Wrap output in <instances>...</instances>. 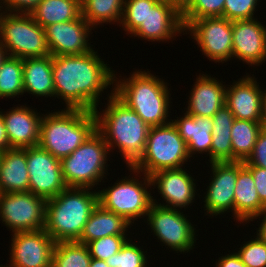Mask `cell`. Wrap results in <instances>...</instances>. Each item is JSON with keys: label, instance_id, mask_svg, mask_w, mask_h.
Instances as JSON below:
<instances>
[{"label": "cell", "instance_id": "60d3db41", "mask_svg": "<svg viewBox=\"0 0 266 267\" xmlns=\"http://www.w3.org/2000/svg\"><path fill=\"white\" fill-rule=\"evenodd\" d=\"M2 10L9 13L30 14L42 0H0Z\"/></svg>", "mask_w": 266, "mask_h": 267}, {"label": "cell", "instance_id": "ac0fdd59", "mask_svg": "<svg viewBox=\"0 0 266 267\" xmlns=\"http://www.w3.org/2000/svg\"><path fill=\"white\" fill-rule=\"evenodd\" d=\"M150 179L152 186L158 188L159 194L166 201L158 205L181 210L195 200V179L187 173L185 167L157 171L150 175Z\"/></svg>", "mask_w": 266, "mask_h": 267}, {"label": "cell", "instance_id": "5bb4252c", "mask_svg": "<svg viewBox=\"0 0 266 267\" xmlns=\"http://www.w3.org/2000/svg\"><path fill=\"white\" fill-rule=\"evenodd\" d=\"M11 235L10 264L1 267H52L56 242L44 229Z\"/></svg>", "mask_w": 266, "mask_h": 267}, {"label": "cell", "instance_id": "8fae6325", "mask_svg": "<svg viewBox=\"0 0 266 267\" xmlns=\"http://www.w3.org/2000/svg\"><path fill=\"white\" fill-rule=\"evenodd\" d=\"M184 31L192 36L209 61L224 63L232 59V21L223 17L182 20Z\"/></svg>", "mask_w": 266, "mask_h": 267}, {"label": "cell", "instance_id": "5b68a950", "mask_svg": "<svg viewBox=\"0 0 266 267\" xmlns=\"http://www.w3.org/2000/svg\"><path fill=\"white\" fill-rule=\"evenodd\" d=\"M96 130V115L84 109L43 114L39 146L59 160L71 155Z\"/></svg>", "mask_w": 266, "mask_h": 267}, {"label": "cell", "instance_id": "4316f807", "mask_svg": "<svg viewBox=\"0 0 266 267\" xmlns=\"http://www.w3.org/2000/svg\"><path fill=\"white\" fill-rule=\"evenodd\" d=\"M130 224L123 216L97 205L86 222L81 237L76 241L81 244L109 235H126Z\"/></svg>", "mask_w": 266, "mask_h": 267}, {"label": "cell", "instance_id": "d4e9b609", "mask_svg": "<svg viewBox=\"0 0 266 267\" xmlns=\"http://www.w3.org/2000/svg\"><path fill=\"white\" fill-rule=\"evenodd\" d=\"M29 191L26 148H10L0 159V193Z\"/></svg>", "mask_w": 266, "mask_h": 267}, {"label": "cell", "instance_id": "ee69618b", "mask_svg": "<svg viewBox=\"0 0 266 267\" xmlns=\"http://www.w3.org/2000/svg\"><path fill=\"white\" fill-rule=\"evenodd\" d=\"M9 149V141L6 135L5 123L0 113V152Z\"/></svg>", "mask_w": 266, "mask_h": 267}, {"label": "cell", "instance_id": "52a82bcc", "mask_svg": "<svg viewBox=\"0 0 266 267\" xmlns=\"http://www.w3.org/2000/svg\"><path fill=\"white\" fill-rule=\"evenodd\" d=\"M128 170L133 173V177H130V175L128 177L125 176L123 177L124 179L117 180V183L115 182L113 186L97 191L99 205L106 210L123 216L132 224L139 218L147 217L153 203V196L150 189L148 191V188H152L150 176L133 167H128ZM139 175L144 176L141 177L143 181L137 179Z\"/></svg>", "mask_w": 266, "mask_h": 267}, {"label": "cell", "instance_id": "44dd1931", "mask_svg": "<svg viewBox=\"0 0 266 267\" xmlns=\"http://www.w3.org/2000/svg\"><path fill=\"white\" fill-rule=\"evenodd\" d=\"M8 112H1L5 123L6 135L10 148H29L39 144L40 124L43 114L37 113L26 104L12 107Z\"/></svg>", "mask_w": 266, "mask_h": 267}, {"label": "cell", "instance_id": "f6af8a7d", "mask_svg": "<svg viewBox=\"0 0 266 267\" xmlns=\"http://www.w3.org/2000/svg\"><path fill=\"white\" fill-rule=\"evenodd\" d=\"M258 217H262V221L259 228H257L258 230L256 235L266 244V209L261 214L255 216L253 219H258Z\"/></svg>", "mask_w": 266, "mask_h": 267}, {"label": "cell", "instance_id": "6da1fadb", "mask_svg": "<svg viewBox=\"0 0 266 267\" xmlns=\"http://www.w3.org/2000/svg\"><path fill=\"white\" fill-rule=\"evenodd\" d=\"M108 65L94 50L81 55L52 56L55 99L65 101L66 109L94 112L102 92L115 86L116 73Z\"/></svg>", "mask_w": 266, "mask_h": 267}, {"label": "cell", "instance_id": "7402d4cb", "mask_svg": "<svg viewBox=\"0 0 266 267\" xmlns=\"http://www.w3.org/2000/svg\"><path fill=\"white\" fill-rule=\"evenodd\" d=\"M216 77L200 74L190 91L186 112L192 116L212 117L226 99V86Z\"/></svg>", "mask_w": 266, "mask_h": 267}, {"label": "cell", "instance_id": "d6986e66", "mask_svg": "<svg viewBox=\"0 0 266 267\" xmlns=\"http://www.w3.org/2000/svg\"><path fill=\"white\" fill-rule=\"evenodd\" d=\"M184 33L181 14L166 0H160L149 8L143 23L131 34V37L147 41H166Z\"/></svg>", "mask_w": 266, "mask_h": 267}, {"label": "cell", "instance_id": "484cf974", "mask_svg": "<svg viewBox=\"0 0 266 267\" xmlns=\"http://www.w3.org/2000/svg\"><path fill=\"white\" fill-rule=\"evenodd\" d=\"M23 88L37 97H54L52 55L23 58Z\"/></svg>", "mask_w": 266, "mask_h": 267}, {"label": "cell", "instance_id": "7bdbcfd3", "mask_svg": "<svg viewBox=\"0 0 266 267\" xmlns=\"http://www.w3.org/2000/svg\"><path fill=\"white\" fill-rule=\"evenodd\" d=\"M216 267H247L240 259L237 253L221 256L216 260Z\"/></svg>", "mask_w": 266, "mask_h": 267}, {"label": "cell", "instance_id": "681fc988", "mask_svg": "<svg viewBox=\"0 0 266 267\" xmlns=\"http://www.w3.org/2000/svg\"><path fill=\"white\" fill-rule=\"evenodd\" d=\"M7 57V52L5 47L2 45L1 41H0V66L3 62V60Z\"/></svg>", "mask_w": 266, "mask_h": 267}, {"label": "cell", "instance_id": "836d02e7", "mask_svg": "<svg viewBox=\"0 0 266 267\" xmlns=\"http://www.w3.org/2000/svg\"><path fill=\"white\" fill-rule=\"evenodd\" d=\"M160 0H125L122 25L125 34L131 35L145 20L149 8H153Z\"/></svg>", "mask_w": 266, "mask_h": 267}, {"label": "cell", "instance_id": "ab89813d", "mask_svg": "<svg viewBox=\"0 0 266 267\" xmlns=\"http://www.w3.org/2000/svg\"><path fill=\"white\" fill-rule=\"evenodd\" d=\"M243 164L245 166H256L266 169V129L262 128L258 134L254 149Z\"/></svg>", "mask_w": 266, "mask_h": 267}, {"label": "cell", "instance_id": "f546056e", "mask_svg": "<svg viewBox=\"0 0 266 267\" xmlns=\"http://www.w3.org/2000/svg\"><path fill=\"white\" fill-rule=\"evenodd\" d=\"M125 0H82L81 16L93 27L121 23ZM97 26V27H96ZM95 27V28H94Z\"/></svg>", "mask_w": 266, "mask_h": 267}, {"label": "cell", "instance_id": "30bf717a", "mask_svg": "<svg viewBox=\"0 0 266 267\" xmlns=\"http://www.w3.org/2000/svg\"><path fill=\"white\" fill-rule=\"evenodd\" d=\"M152 205L148 211L147 225L151 233L157 237L161 244L168 246L177 253H190L195 247L196 231L187 216L181 210L158 205L152 197Z\"/></svg>", "mask_w": 266, "mask_h": 267}, {"label": "cell", "instance_id": "e575fe53", "mask_svg": "<svg viewBox=\"0 0 266 267\" xmlns=\"http://www.w3.org/2000/svg\"><path fill=\"white\" fill-rule=\"evenodd\" d=\"M142 250L129 238L120 251L106 259L105 263L109 267H147V256Z\"/></svg>", "mask_w": 266, "mask_h": 267}, {"label": "cell", "instance_id": "3957f363", "mask_svg": "<svg viewBox=\"0 0 266 267\" xmlns=\"http://www.w3.org/2000/svg\"><path fill=\"white\" fill-rule=\"evenodd\" d=\"M129 76L124 80L115 76L114 94L150 127L170 123L172 119L167 117L172 102L168 83L149 70H136Z\"/></svg>", "mask_w": 266, "mask_h": 267}, {"label": "cell", "instance_id": "2e32d148", "mask_svg": "<svg viewBox=\"0 0 266 267\" xmlns=\"http://www.w3.org/2000/svg\"><path fill=\"white\" fill-rule=\"evenodd\" d=\"M211 182L207 186L204 208L207 216L232 212L234 217V195L238 177V162H211Z\"/></svg>", "mask_w": 266, "mask_h": 267}, {"label": "cell", "instance_id": "f35d334b", "mask_svg": "<svg viewBox=\"0 0 266 267\" xmlns=\"http://www.w3.org/2000/svg\"><path fill=\"white\" fill-rule=\"evenodd\" d=\"M260 0H226L223 18L230 21L253 19Z\"/></svg>", "mask_w": 266, "mask_h": 267}, {"label": "cell", "instance_id": "7c38bea8", "mask_svg": "<svg viewBox=\"0 0 266 267\" xmlns=\"http://www.w3.org/2000/svg\"><path fill=\"white\" fill-rule=\"evenodd\" d=\"M46 202L30 191L0 193V220L12 233L44 229Z\"/></svg>", "mask_w": 266, "mask_h": 267}, {"label": "cell", "instance_id": "c3c4849f", "mask_svg": "<svg viewBox=\"0 0 266 267\" xmlns=\"http://www.w3.org/2000/svg\"><path fill=\"white\" fill-rule=\"evenodd\" d=\"M89 267H109V265L104 260L92 258Z\"/></svg>", "mask_w": 266, "mask_h": 267}, {"label": "cell", "instance_id": "7dc6e473", "mask_svg": "<svg viewBox=\"0 0 266 267\" xmlns=\"http://www.w3.org/2000/svg\"><path fill=\"white\" fill-rule=\"evenodd\" d=\"M260 123L262 125L263 129H266V90L262 97L261 102V117H260Z\"/></svg>", "mask_w": 266, "mask_h": 267}, {"label": "cell", "instance_id": "8d00e7d4", "mask_svg": "<svg viewBox=\"0 0 266 267\" xmlns=\"http://www.w3.org/2000/svg\"><path fill=\"white\" fill-rule=\"evenodd\" d=\"M226 0H194L181 14L182 20H196L204 17H223Z\"/></svg>", "mask_w": 266, "mask_h": 267}, {"label": "cell", "instance_id": "83f0119b", "mask_svg": "<svg viewBox=\"0 0 266 267\" xmlns=\"http://www.w3.org/2000/svg\"><path fill=\"white\" fill-rule=\"evenodd\" d=\"M211 162H232L231 128L234 115L223 105L213 116Z\"/></svg>", "mask_w": 266, "mask_h": 267}, {"label": "cell", "instance_id": "ffe728a7", "mask_svg": "<svg viewBox=\"0 0 266 267\" xmlns=\"http://www.w3.org/2000/svg\"><path fill=\"white\" fill-rule=\"evenodd\" d=\"M264 92L265 90H261L257 79L246 73L243 78L226 86L225 105L233 113L235 119L260 122Z\"/></svg>", "mask_w": 266, "mask_h": 267}, {"label": "cell", "instance_id": "e0dca14e", "mask_svg": "<svg viewBox=\"0 0 266 267\" xmlns=\"http://www.w3.org/2000/svg\"><path fill=\"white\" fill-rule=\"evenodd\" d=\"M232 45L234 57L251 66L266 61V26L257 19L232 22Z\"/></svg>", "mask_w": 266, "mask_h": 267}, {"label": "cell", "instance_id": "cb8c5ba5", "mask_svg": "<svg viewBox=\"0 0 266 267\" xmlns=\"http://www.w3.org/2000/svg\"><path fill=\"white\" fill-rule=\"evenodd\" d=\"M266 206L260 201L251 171L238 162V177L234 195V219L236 222L250 223L261 214ZM248 221V222H247Z\"/></svg>", "mask_w": 266, "mask_h": 267}, {"label": "cell", "instance_id": "1f68e13d", "mask_svg": "<svg viewBox=\"0 0 266 267\" xmlns=\"http://www.w3.org/2000/svg\"><path fill=\"white\" fill-rule=\"evenodd\" d=\"M23 94V59L7 55L0 66V99Z\"/></svg>", "mask_w": 266, "mask_h": 267}, {"label": "cell", "instance_id": "9c48e42d", "mask_svg": "<svg viewBox=\"0 0 266 267\" xmlns=\"http://www.w3.org/2000/svg\"><path fill=\"white\" fill-rule=\"evenodd\" d=\"M0 41L7 55L17 58L49 56L44 28L30 14L2 12Z\"/></svg>", "mask_w": 266, "mask_h": 267}, {"label": "cell", "instance_id": "277c9868", "mask_svg": "<svg viewBox=\"0 0 266 267\" xmlns=\"http://www.w3.org/2000/svg\"><path fill=\"white\" fill-rule=\"evenodd\" d=\"M92 190L67 187L47 200L44 230L56 243L74 242L81 237L86 222L98 205V191Z\"/></svg>", "mask_w": 266, "mask_h": 267}, {"label": "cell", "instance_id": "d590c367", "mask_svg": "<svg viewBox=\"0 0 266 267\" xmlns=\"http://www.w3.org/2000/svg\"><path fill=\"white\" fill-rule=\"evenodd\" d=\"M127 235H109L87 244L90 256L94 259L106 260L120 251L121 247L128 240Z\"/></svg>", "mask_w": 266, "mask_h": 267}, {"label": "cell", "instance_id": "bcb514c9", "mask_svg": "<svg viewBox=\"0 0 266 267\" xmlns=\"http://www.w3.org/2000/svg\"><path fill=\"white\" fill-rule=\"evenodd\" d=\"M171 4L180 14H182L194 0H166Z\"/></svg>", "mask_w": 266, "mask_h": 267}, {"label": "cell", "instance_id": "74e56055", "mask_svg": "<svg viewBox=\"0 0 266 267\" xmlns=\"http://www.w3.org/2000/svg\"><path fill=\"white\" fill-rule=\"evenodd\" d=\"M251 238L236 253L247 267H266V244L258 237Z\"/></svg>", "mask_w": 266, "mask_h": 267}, {"label": "cell", "instance_id": "d6a6232c", "mask_svg": "<svg viewBox=\"0 0 266 267\" xmlns=\"http://www.w3.org/2000/svg\"><path fill=\"white\" fill-rule=\"evenodd\" d=\"M92 257L86 244L57 242L52 253V267H89Z\"/></svg>", "mask_w": 266, "mask_h": 267}, {"label": "cell", "instance_id": "4dcf8cb0", "mask_svg": "<svg viewBox=\"0 0 266 267\" xmlns=\"http://www.w3.org/2000/svg\"><path fill=\"white\" fill-rule=\"evenodd\" d=\"M260 122L235 119L231 128L232 162H244L251 155L258 134Z\"/></svg>", "mask_w": 266, "mask_h": 267}, {"label": "cell", "instance_id": "f1b7e54d", "mask_svg": "<svg viewBox=\"0 0 266 267\" xmlns=\"http://www.w3.org/2000/svg\"><path fill=\"white\" fill-rule=\"evenodd\" d=\"M42 27L78 19L81 16L80 0H42L30 13Z\"/></svg>", "mask_w": 266, "mask_h": 267}, {"label": "cell", "instance_id": "8992f818", "mask_svg": "<svg viewBox=\"0 0 266 267\" xmlns=\"http://www.w3.org/2000/svg\"><path fill=\"white\" fill-rule=\"evenodd\" d=\"M109 152L103 136L95 130L71 155L60 160L66 186L93 189L101 185L108 172Z\"/></svg>", "mask_w": 266, "mask_h": 267}, {"label": "cell", "instance_id": "9a60e30c", "mask_svg": "<svg viewBox=\"0 0 266 267\" xmlns=\"http://www.w3.org/2000/svg\"><path fill=\"white\" fill-rule=\"evenodd\" d=\"M93 27L82 17L44 27L46 43L52 56L81 55L90 52L89 37ZM89 36V37H88Z\"/></svg>", "mask_w": 266, "mask_h": 267}, {"label": "cell", "instance_id": "4fadbf2b", "mask_svg": "<svg viewBox=\"0 0 266 267\" xmlns=\"http://www.w3.org/2000/svg\"><path fill=\"white\" fill-rule=\"evenodd\" d=\"M26 158L31 193L48 200L67 188L58 158L39 145L26 148Z\"/></svg>", "mask_w": 266, "mask_h": 267}, {"label": "cell", "instance_id": "7a4b0ae2", "mask_svg": "<svg viewBox=\"0 0 266 267\" xmlns=\"http://www.w3.org/2000/svg\"><path fill=\"white\" fill-rule=\"evenodd\" d=\"M102 112L95 109L96 130L103 136L109 151L117 147L127 167H132L142 156L150 128L142 118L115 94L107 96Z\"/></svg>", "mask_w": 266, "mask_h": 267}, {"label": "cell", "instance_id": "b9f144b4", "mask_svg": "<svg viewBox=\"0 0 266 267\" xmlns=\"http://www.w3.org/2000/svg\"><path fill=\"white\" fill-rule=\"evenodd\" d=\"M253 175L255 188L260 201L266 206V169L256 166H246Z\"/></svg>", "mask_w": 266, "mask_h": 267}, {"label": "cell", "instance_id": "f907efd6", "mask_svg": "<svg viewBox=\"0 0 266 267\" xmlns=\"http://www.w3.org/2000/svg\"><path fill=\"white\" fill-rule=\"evenodd\" d=\"M2 4H0V16H1V14H2V12L1 11H3V10H1L2 9Z\"/></svg>", "mask_w": 266, "mask_h": 267}, {"label": "cell", "instance_id": "ba28073f", "mask_svg": "<svg viewBox=\"0 0 266 267\" xmlns=\"http://www.w3.org/2000/svg\"><path fill=\"white\" fill-rule=\"evenodd\" d=\"M189 159L187 143L170 122L149 128L144 152L132 167L150 176L160 170L185 167Z\"/></svg>", "mask_w": 266, "mask_h": 267}, {"label": "cell", "instance_id": "603a6c76", "mask_svg": "<svg viewBox=\"0 0 266 267\" xmlns=\"http://www.w3.org/2000/svg\"><path fill=\"white\" fill-rule=\"evenodd\" d=\"M179 135L187 143L189 157L197 154H209L211 163L212 117L192 116L187 112L178 119L171 120Z\"/></svg>", "mask_w": 266, "mask_h": 267}]
</instances>
